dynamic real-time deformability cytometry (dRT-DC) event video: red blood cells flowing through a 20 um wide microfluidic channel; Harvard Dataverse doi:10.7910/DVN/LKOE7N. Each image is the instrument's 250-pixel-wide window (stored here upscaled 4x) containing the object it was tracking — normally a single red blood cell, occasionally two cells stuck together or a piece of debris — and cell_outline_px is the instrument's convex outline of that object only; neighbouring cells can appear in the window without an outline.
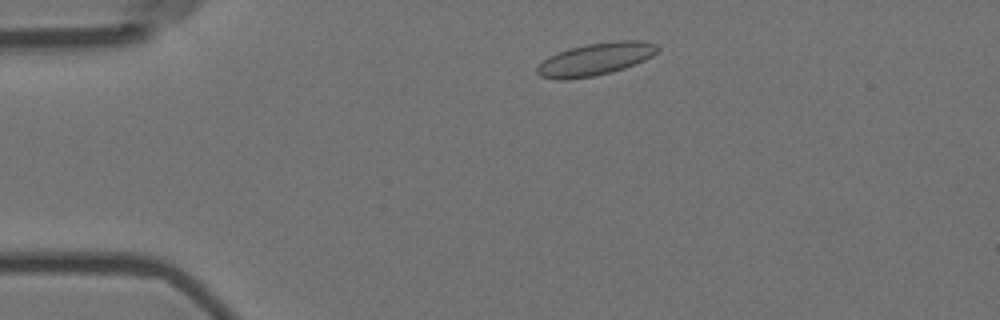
{"species": "Egyptian fruit bat (a non-hibernating species)", "species_latin": "Rousettus aegyptiacus", "temperature_condition": "room temperature", "stored_images_in_passage": 50, "camera_frame_rate_fps": 3000, "um_per_image_px": 0.085, "animal": {"sex": "female"}, "frame": {"image": 1, "passage_image": 5, "time_ms": 1.333, "image_size_px": [1000, 320], "cell_outline_px": [[660, 48], [652, 56], [644, 60], [624, 68], [596, 76], [568, 80], [556, 80], [540, 76], [536, 72], [536, 68], [548, 56], [556, 52], [588, 44], [616, 40], [640, 40], [656, 44]], "centroid_in_image_um": [50.59, 5.03], "position_along_channel_um": 34.4, "area_um2": 22.83}}
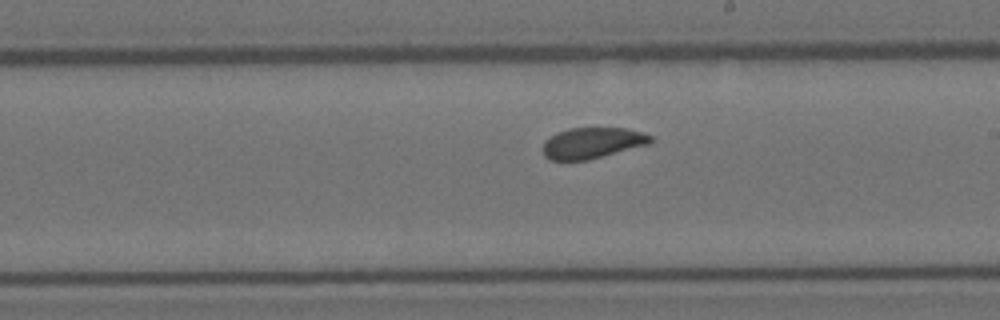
{"frame": {"image": 2, "passage_image": 26, "time_ms": 8.333, "image_size_px": [1000, 320], "cell_outline_px": [[652, 140], [648, 144], [588, 160], [552, 160], [544, 156], [544, 140], [556, 132], [568, 128], [624, 128], [640, 132], [652, 136]], "centroid_in_image_um": [50.31, 12.14], "position_along_channel_um": 238.7, "area_um2": 19.25}}
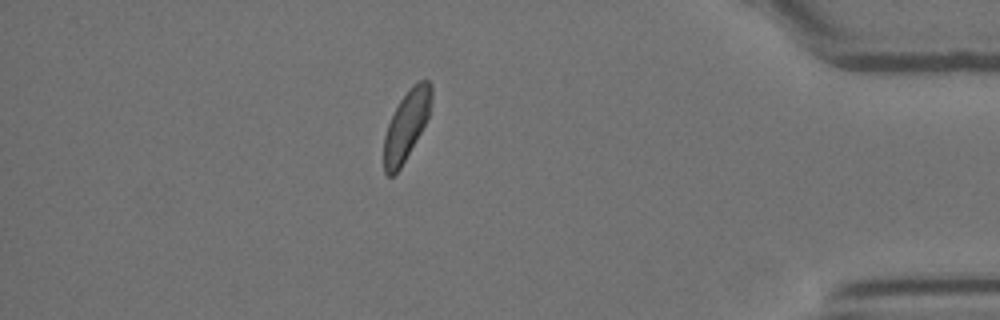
{"frame": {"image": 3, "passage_image": 43, "time_ms": 14.0, "image_size_px": [1000, 320], "cell_outline_px": [[432, 100], [428, 116], [420, 132], [400, 168], [392, 176], [388, 176], [384, 172], [384, 136], [388, 124], [400, 100], [420, 80], [428, 80], [432, 84]], "centroid_in_image_um": [34.54, 10.66], "position_along_channel_um": 400.7, "area_um2": 18.55}, "authors_computed_cell_mechanics": {"area_um2": 20.519, "velocity_mm_per_s": 3.5427, "shape_relaxation_time_tau1_ms": 5.0475, "shape_relaxation_time_tau2_ms": 1.044, "deformation_change_tau1": 0.0999, "deformation_change_tau2": 0.0634}}